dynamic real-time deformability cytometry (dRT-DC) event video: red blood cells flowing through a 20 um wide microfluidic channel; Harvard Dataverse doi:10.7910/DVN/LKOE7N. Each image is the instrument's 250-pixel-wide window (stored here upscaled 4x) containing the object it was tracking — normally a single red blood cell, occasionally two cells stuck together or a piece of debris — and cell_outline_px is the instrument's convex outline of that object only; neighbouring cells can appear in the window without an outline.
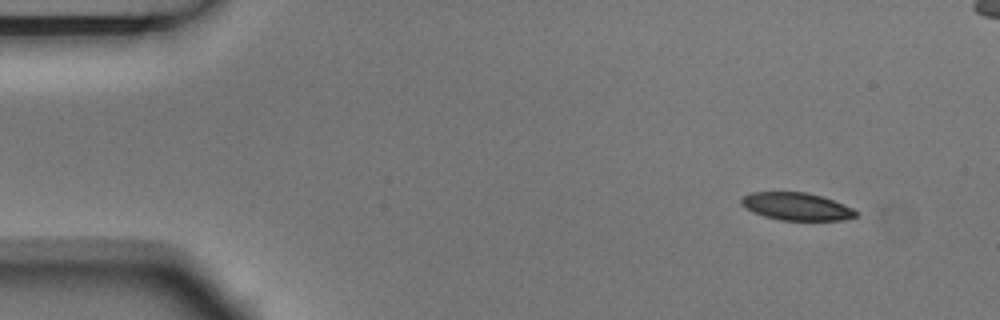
{"species": "Egyptian fruit bat (a non-hibernating species)", "species_latin": "Rousettus aegyptiacus", "temperature_condition": "room temperature", "stored_images_in_passage": 5, "camera_frame_rate_fps": 3000, "um_per_image_px": 0.085, "animal": {"sex": "male"}, "frame": {"image": 1, "passage_image": 1, "time_ms": 0.0, "image_size_px": [1000, 320], "cell_outline_px": [[856, 216], [840, 220], [780, 220], [764, 216], [740, 204], [740, 200], [748, 192], [804, 192], [820, 196], [832, 200], [852, 208], [856, 212]], "centroid_in_image_um": [67.67, 17.54], "position_along_channel_um": 17.3, "area_um2": 18.03}}
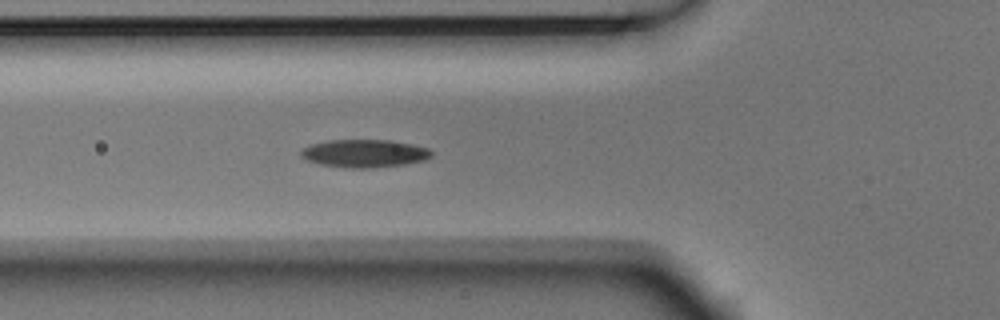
{"frame": {"image": 2, "passage_image": 5, "time_ms": 1.333, "image_size_px": [1000, 320], "cell_outline_px": [[432, 156], [424, 160], [404, 164], [372, 168], [348, 168], [320, 164], [308, 160], [300, 156], [300, 152], [304, 148], [312, 144], [328, 140], [392, 140], [412, 144], [428, 148], [432, 152]], "centroid_in_image_um": [30.99, 13.04], "position_along_channel_um": 94.8, "area_um2": 21.15}}